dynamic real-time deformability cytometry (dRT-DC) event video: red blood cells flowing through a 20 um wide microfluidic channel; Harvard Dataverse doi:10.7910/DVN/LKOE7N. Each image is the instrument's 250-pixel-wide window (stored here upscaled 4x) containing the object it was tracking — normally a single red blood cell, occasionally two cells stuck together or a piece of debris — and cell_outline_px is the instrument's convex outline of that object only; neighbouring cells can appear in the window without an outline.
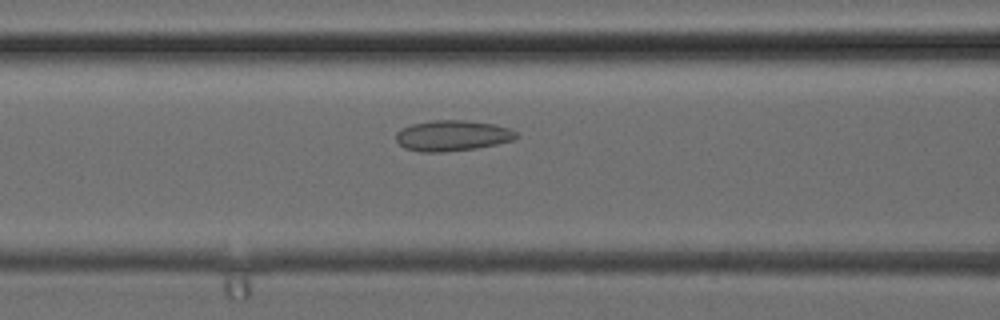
{"species": "common noctule bat (a hibernating species)", "species_latin": "Nyctalus noctula", "temperature_condition": "cold", "stored_images_in_passage": 14, "camera_frame_rate_fps": 3000, "um_per_image_px": 0.085, "animal": {"sex": "female", "body_mass_g": 24.6, "forearm_length_mm": 56.2}, "frame": {"image": 1, "passage_image": 10, "time_ms": 3.0, "image_size_px": [1000, 320], "cell_outline_px": [[520, 136], [512, 140], [496, 144], [476, 148], [444, 152], [420, 152], [404, 148], [396, 140], [396, 132], [400, 128], [412, 124], [432, 120], [468, 120], [496, 124], [508, 128], [516, 132]], "centroid_in_image_um": [38.44, 11.52], "position_along_channel_um": 128.2, "area_um2": 21.68}}
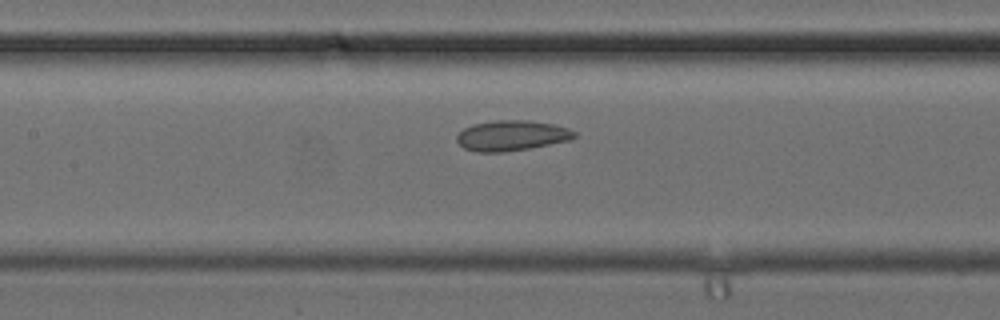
{"frame": {"image": 2, "passage_image": 12, "time_ms": 3.667, "image_size_px": [1000, 320], "cell_outline_px": [[576, 136], [572, 140], [528, 148], [504, 152], [476, 152], [464, 148], [456, 140], [456, 136], [464, 128], [472, 124], [496, 120], [528, 120], [552, 124], [568, 128], [576, 132]], "centroid_in_image_um": [43.49, 11.52], "position_along_channel_um": 163.9, "area_um2": 20.81}}